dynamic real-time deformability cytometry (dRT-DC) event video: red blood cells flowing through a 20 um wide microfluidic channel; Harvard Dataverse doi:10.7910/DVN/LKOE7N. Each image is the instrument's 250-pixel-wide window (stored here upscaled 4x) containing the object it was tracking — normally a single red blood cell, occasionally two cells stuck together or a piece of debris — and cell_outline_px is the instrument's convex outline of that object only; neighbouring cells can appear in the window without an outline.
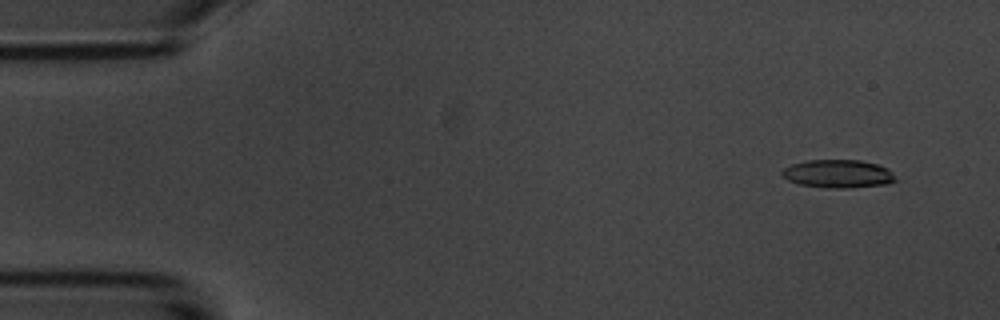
{"species": "common noctule bat (a hibernating species)", "species_latin": "Nyctalus noctula", "temperature_condition": "room temperature", "stored_images_in_passage": 7, "camera_frame_rate_fps": 3000, "um_per_image_px": 0.085, "animal": {"sex": "male", "body_mass_g": 20.1, "forearm_length_mm": 53.5}, "frame": {"image": 1, "passage_image": 1, "time_ms": 0.0, "image_size_px": [1000, 320], "cell_outline_px": [[896, 180], [884, 184], [848, 188], [824, 188], [800, 184], [788, 180], [780, 172], [784, 168], [792, 164], [808, 160], [860, 160], [876, 164], [888, 168], [892, 172]], "centroid_in_image_um": [71.22, 14.77], "position_along_channel_um": 13.8, "area_um2": 18.5}}
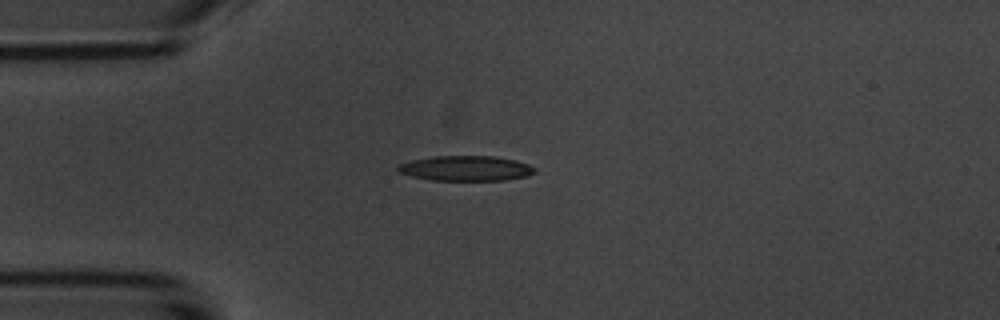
{"frame": {"image": 2, "passage_image": 4, "time_ms": 3.333, "image_size_px": [1000, 320], "cell_outline_px": [[536, 172], [528, 176], [508, 180], [432, 180], [412, 176], [396, 172], [396, 164], [412, 160], [432, 156], [492, 156], [516, 160], [528, 164], [536, 168]], "centroid_in_image_um": [39.58, 14.31], "position_along_channel_um": 45.4, "area_um2": 20.23}}
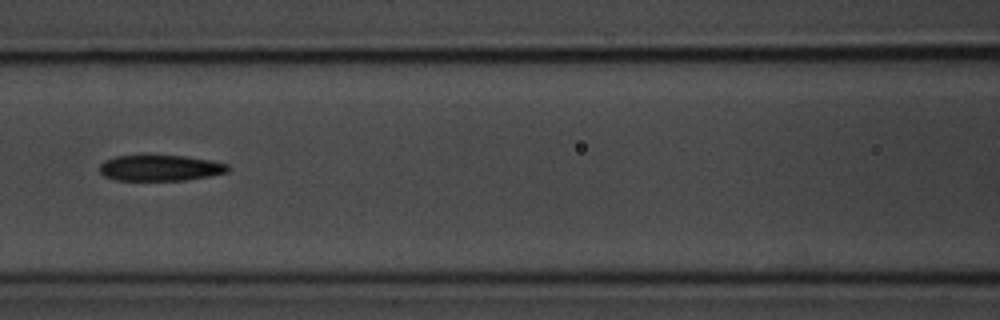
{"frame": {"image": 3, "passage_image": 7, "time_ms": 6.667, "image_size_px": [1000, 320], "cell_outline_px": [[232, 168], [228, 172], [208, 176], [184, 180], [116, 180], [104, 176], [100, 172], [100, 164], [104, 160], [116, 156], [184, 156], [212, 160], [228, 164]], "centroid_in_image_um": [13.65, 14.28], "position_along_channel_um": 153.0, "area_um2": 19.31}}